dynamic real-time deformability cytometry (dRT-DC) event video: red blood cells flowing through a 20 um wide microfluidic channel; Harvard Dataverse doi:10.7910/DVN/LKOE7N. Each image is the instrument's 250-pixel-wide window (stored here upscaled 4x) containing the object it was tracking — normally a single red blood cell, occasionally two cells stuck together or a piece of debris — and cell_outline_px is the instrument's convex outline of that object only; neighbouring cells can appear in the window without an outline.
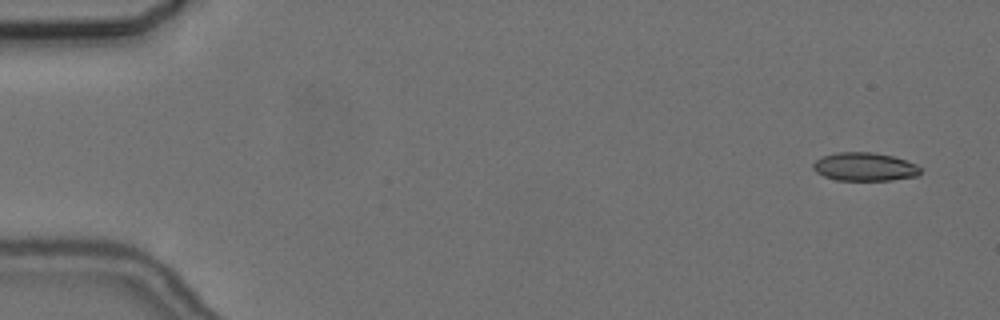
{"species": "common noctule bat (a hibernating species)", "species_latin": "Nyctalus noctula", "temperature_condition": "cold", "stored_images_in_passage": 4, "camera_frame_rate_fps": 3000, "um_per_image_px": 0.085, "animal": {"sex": "female", "body_mass_g": 24.6, "forearm_length_mm": 56.2}, "frame": {"image": 1, "passage_image": 1, "time_ms": 0.0, "image_size_px": [1000, 320], "cell_outline_px": [[920, 172], [916, 176], [892, 180], [836, 180], [824, 176], [816, 172], [812, 168], [812, 164], [816, 160], [824, 156], [836, 152], [872, 152], [892, 156], [916, 164], [920, 168]], "centroid_in_image_um": [73.46, 14.18], "position_along_channel_um": 11.5, "area_um2": 17.63}}
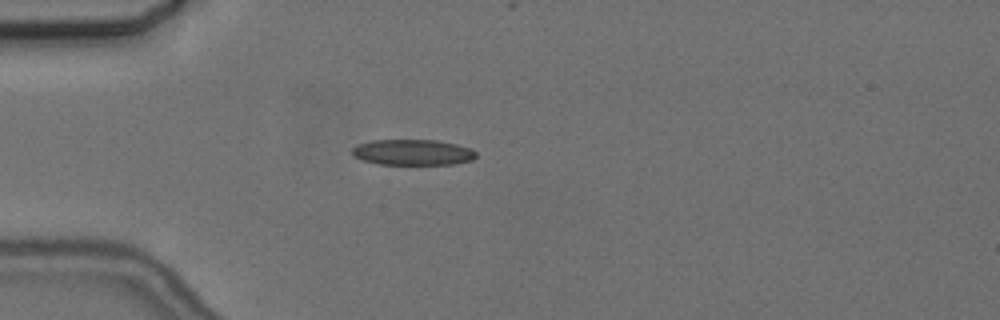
{"frame": {"image": 2, "passage_image": 4, "time_ms": 4.333, "image_size_px": [1000, 320], "cell_outline_px": [[476, 156], [472, 160], [452, 164], [380, 164], [364, 160], [352, 156], [352, 148], [360, 144], [372, 140], [436, 140], [456, 144], [472, 148], [476, 152]], "centroid_in_image_um": [35.1, 12.94], "position_along_channel_um": 49.9, "area_um2": 18.5}}